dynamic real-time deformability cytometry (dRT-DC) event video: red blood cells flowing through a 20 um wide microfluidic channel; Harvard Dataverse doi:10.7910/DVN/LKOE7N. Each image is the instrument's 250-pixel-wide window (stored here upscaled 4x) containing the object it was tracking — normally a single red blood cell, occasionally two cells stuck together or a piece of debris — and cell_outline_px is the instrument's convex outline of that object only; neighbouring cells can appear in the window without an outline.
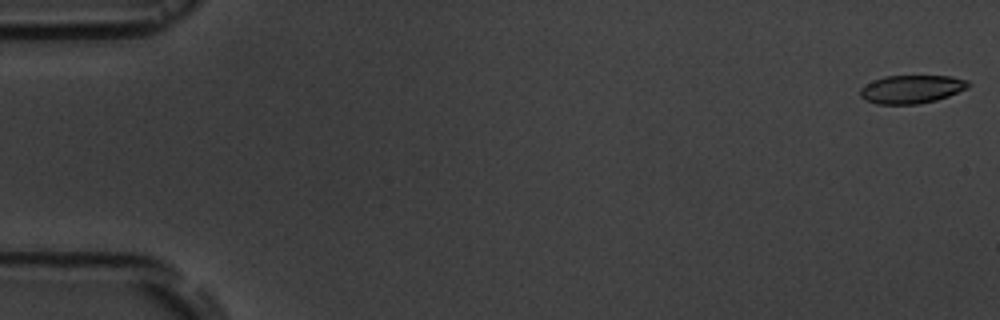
{"species": "common noctule bat (a hibernating species)", "species_latin": "Nyctalus noctula", "temperature_condition": "room temperature", "stored_images_in_passage": 9, "camera_frame_rate_fps": 3000, "um_per_image_px": 0.085, "animal": {"sex": "male", "body_mass_g": 19.5, "forearm_length_mm": 54.6}, "frame": {"image": 1, "passage_image": 1, "time_ms": 0.0, "image_size_px": [1000, 320], "cell_outline_px": [[972, 84], [968, 88], [948, 96], [936, 100], [916, 104], [876, 104], [864, 100], [860, 96], [860, 88], [872, 80], [884, 76], [952, 76], [968, 80]], "centroid_in_image_um": [77.48, 7.58], "position_along_channel_um": 7.5, "area_um2": 17.98}}
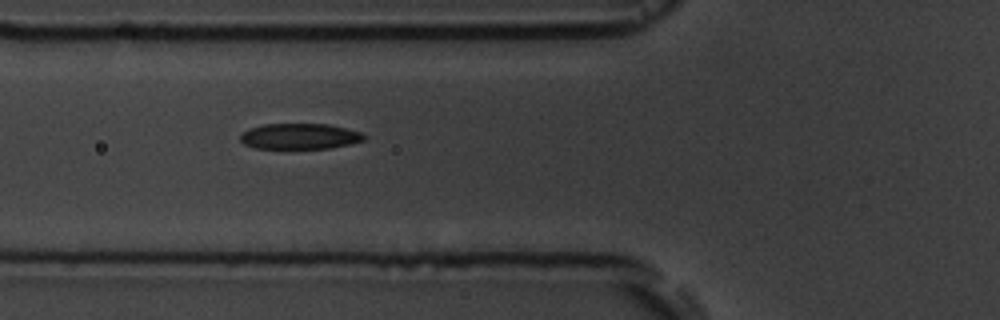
{"frame": {"image": 2, "passage_image": 7, "time_ms": 6.667, "image_size_px": [1000, 320], "cell_outline_px": [[364, 140], [348, 144], [328, 148], [256, 148], [244, 144], [240, 140], [240, 136], [248, 128], [264, 124], [328, 124], [360, 132], [364, 136]], "centroid_in_image_um": [25.43, 11.58], "position_along_channel_um": 100.4, "area_um2": 18.26}}
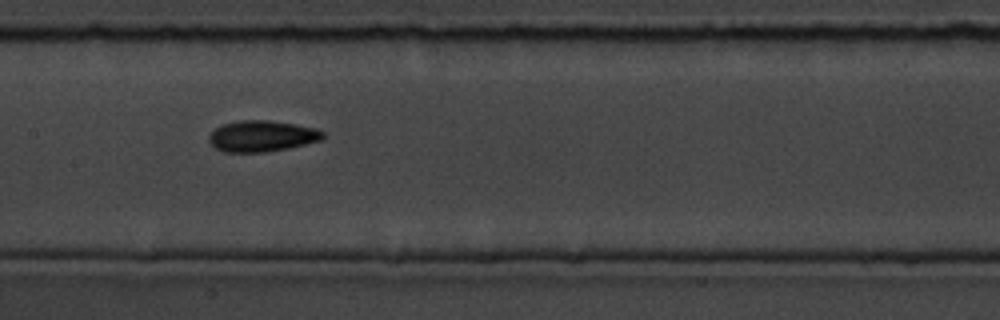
{"frame": {"image": 3, "passage_image": 9, "time_ms": 9.0, "image_size_px": [1000, 320], "cell_outline_px": [[324, 136], [320, 140], [288, 148], [264, 152], [224, 152], [216, 148], [208, 140], [208, 136], [216, 128], [224, 124], [240, 120], [268, 120], [296, 124], [316, 128], [324, 132]], "centroid_in_image_um": [22.26, 11.56], "position_along_channel_um": 185.1, "area_um2": 20.52}}